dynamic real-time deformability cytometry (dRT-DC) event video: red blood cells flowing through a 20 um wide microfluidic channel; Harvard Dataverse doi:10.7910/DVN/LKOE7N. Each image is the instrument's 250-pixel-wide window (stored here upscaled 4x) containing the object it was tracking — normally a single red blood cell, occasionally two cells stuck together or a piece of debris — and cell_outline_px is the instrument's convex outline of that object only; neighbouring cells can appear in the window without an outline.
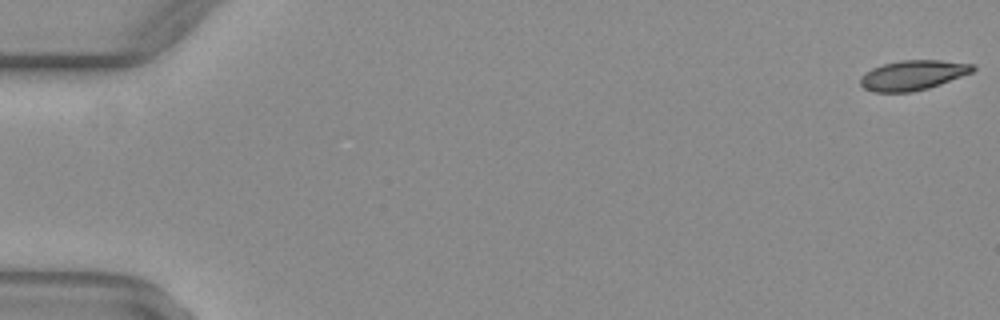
{"species": "common noctule bat (a hibernating species)", "species_latin": "Nyctalus noctula", "temperature_condition": "warm", "stored_images_in_passage": 13, "camera_frame_rate_fps": 3000, "um_per_image_px": 0.085, "animal": {"sex": "female", "body_mass_g": 29.2, "forearm_length_mm": 56.3}, "frame": {"image": 1, "passage_image": 1, "time_ms": 0.0, "image_size_px": [1000, 320], "cell_outline_px": [[976, 68], [972, 72], [940, 84], [928, 88], [912, 92], [876, 92], [864, 88], [860, 84], [860, 76], [872, 68], [884, 64], [900, 60], [940, 60], [976, 64]], "centroid_in_image_um": [77.6, 6.38], "position_along_channel_um": 7.4, "area_um2": 19.54}}